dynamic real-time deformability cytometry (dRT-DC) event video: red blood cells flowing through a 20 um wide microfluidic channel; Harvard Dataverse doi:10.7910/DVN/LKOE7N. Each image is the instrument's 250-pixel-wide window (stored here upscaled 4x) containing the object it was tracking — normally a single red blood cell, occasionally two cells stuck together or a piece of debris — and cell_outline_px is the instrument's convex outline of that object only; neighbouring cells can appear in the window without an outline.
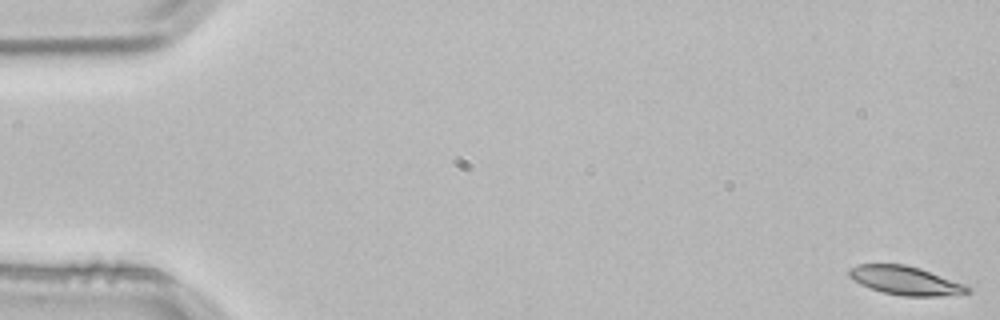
{"species": "common noctule bat (a hibernating species)", "species_latin": "Nyctalus noctula", "temperature_condition": "room temperature", "stored_images_in_passage": 4, "camera_frame_rate_fps": 3000, "um_per_image_px": 0.085, "animal": {"sex": "male", "body_mass_g": 21.5, "forearm_length_mm": 52.0}, "frame": {"image": 1, "passage_image": 1, "time_ms": 0.0, "image_size_px": [1000, 320], "cell_outline_px": [[972, 292], [936, 296], [904, 296], [884, 292], [860, 284], [848, 276], [848, 272], [852, 268], [860, 264], [904, 264], [920, 268], [964, 284], [972, 288]], "centroid_in_image_um": [76.98, 23.84], "position_along_channel_um": 8.0, "area_um2": 19.48}}
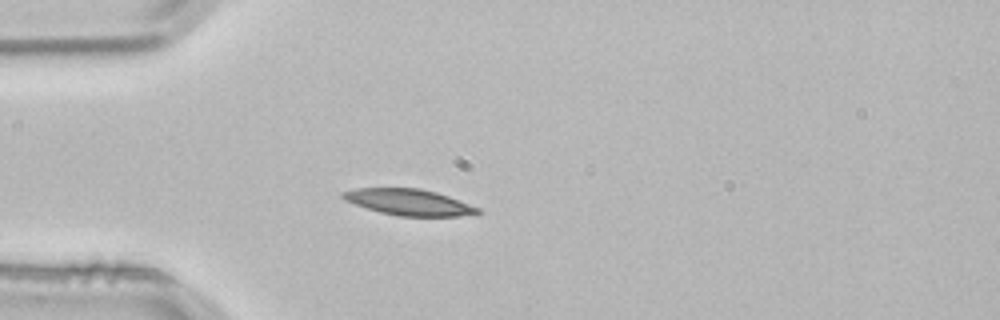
{"frame": {"image": 2, "passage_image": 4, "time_ms": 1.0, "image_size_px": [1000, 320], "cell_outline_px": [[484, 212], [460, 216], [396, 216], [380, 212], [344, 200], [340, 196], [340, 192], [356, 188], [420, 188], [436, 192], [448, 196], [480, 208]], "centroid_in_image_um": [34.75, 17.18], "position_along_channel_um": 50.2, "area_um2": 20.58}}